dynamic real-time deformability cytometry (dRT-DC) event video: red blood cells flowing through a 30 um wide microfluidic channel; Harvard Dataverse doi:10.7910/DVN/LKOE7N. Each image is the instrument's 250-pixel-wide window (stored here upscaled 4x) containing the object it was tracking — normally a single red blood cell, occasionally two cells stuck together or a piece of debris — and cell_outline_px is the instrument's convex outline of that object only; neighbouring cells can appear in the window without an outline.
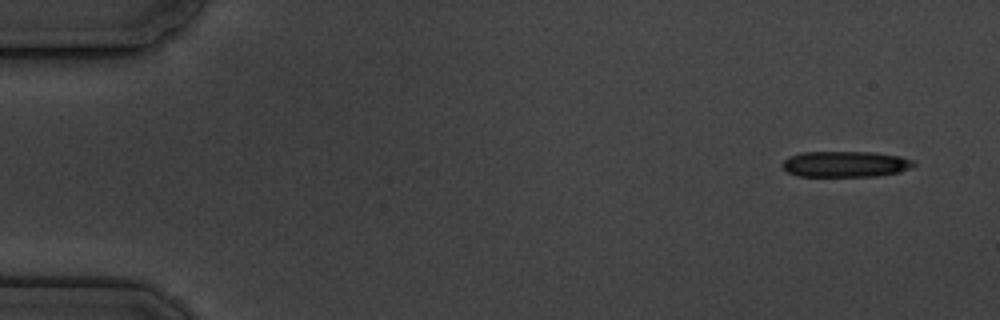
{"species": "common noctule bat (a hibernating species)", "species_latin": "Nyctalus noctula", "temperature_condition": "cold", "stored_images_in_passage": 16, "camera_frame_rate_fps": 3000, "um_per_image_px": 0.085, "animal": {"sex": "male", "body_mass_g": 19.5, "forearm_length_mm": 54.6}, "frame": {"image": 1, "passage_image": 1, "time_ms": 0.0, "image_size_px": [1000, 320], "cell_outline_px": [[916, 164], [900, 172], [876, 176], [800, 176], [788, 172], [780, 164], [788, 156], [800, 152], [876, 152], [900, 156], [912, 160]], "centroid_in_image_um": [71.83, 13.94], "position_along_channel_um": 13.2, "area_um2": 19.88}}
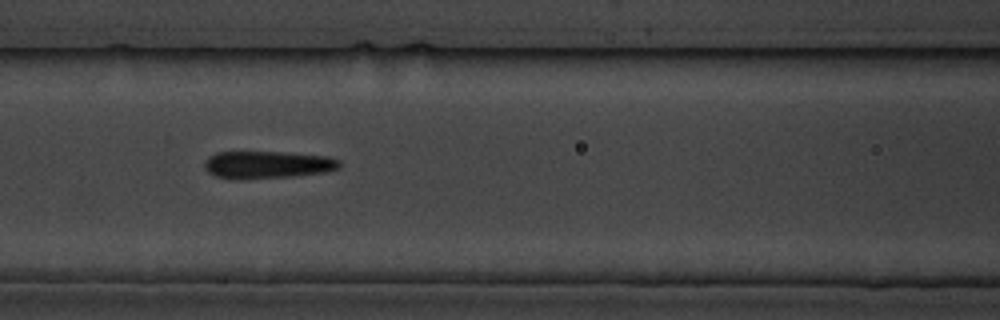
{"frame": {"image": 2, "passage_image": 7, "time_ms": 7.0, "image_size_px": [1000, 320], "cell_outline_px": [[340, 168], [324, 172], [292, 176], [236, 180], [232, 180], [216, 176], [208, 172], [204, 168], [204, 160], [208, 156], [216, 152], [284, 152], [328, 156], [340, 160]], "centroid_in_image_um": [22.68, 14.0], "position_along_channel_um": 143.9, "area_um2": 21.85}}
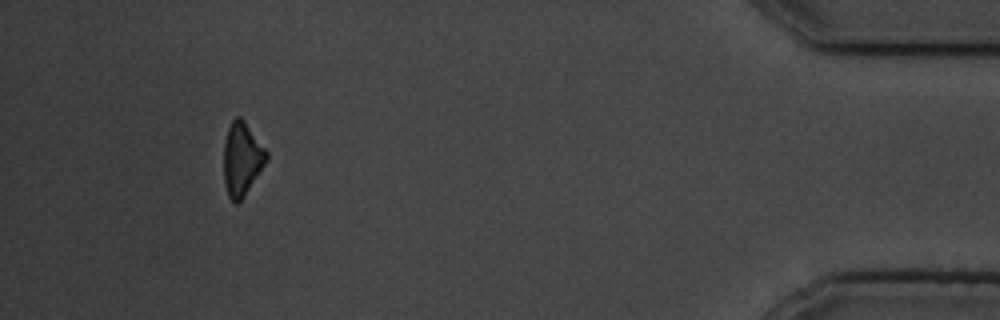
{"frame": {"image": 3, "passage_image": 15, "time_ms": 16.333, "image_size_px": [1000, 320], "cell_outline_px": [[268, 160], [244, 196], [236, 204], [228, 196], [224, 180], [224, 140], [228, 128], [232, 120], [236, 116], [240, 116], [244, 120], [268, 152]], "centroid_in_image_um": [20.56, 13.49], "position_along_channel_um": 414.6, "area_um2": 18.21}, "authors_computed_cell_mechanics": {"area_um2": 20.808, "velocity_mm_per_s": 3.5631, "shape_relaxation_time_tau1_ms": 3.716, "shape_relaxation_time_tau2_ms": 2.5304, "deformation_change_tau1": 0.0821, "deformation_change_tau2": 0.0682}}